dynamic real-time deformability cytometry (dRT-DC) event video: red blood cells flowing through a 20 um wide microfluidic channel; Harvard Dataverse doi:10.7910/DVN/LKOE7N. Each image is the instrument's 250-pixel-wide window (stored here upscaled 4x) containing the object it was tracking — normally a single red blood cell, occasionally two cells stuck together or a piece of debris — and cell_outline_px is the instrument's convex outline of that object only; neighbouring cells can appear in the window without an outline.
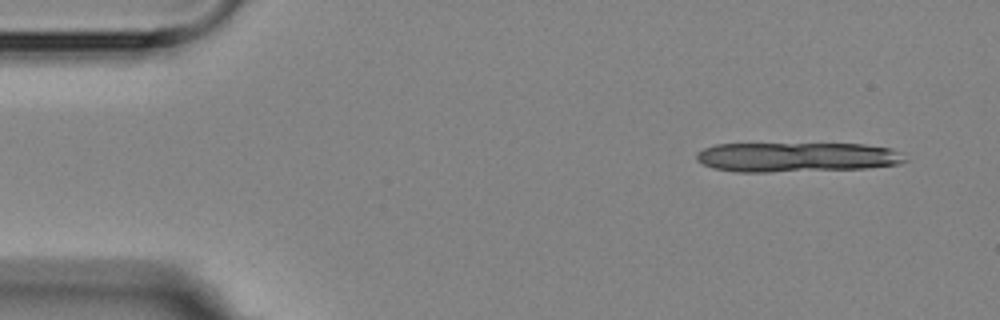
{"species": "Egyptian fruit bat (a non-hibernating species)", "species_latin": "Rousettus aegyptiacus", "temperature_condition": "room temperature", "stored_images_in_passage": 5, "camera_frame_rate_fps": 3000, "um_per_image_px": 0.085, "animal": {"sex": "female"}, "frame": {"image": 1, "passage_image": 1, "time_ms": 0.0, "image_size_px": [1000, 320], "cell_outline_px": [[908, 160], [900, 164], [864, 168], [768, 172], [736, 172], [712, 168], [696, 160], [696, 152], [704, 148], [716, 144], [864, 144], [892, 148], [904, 152]], "centroid_in_image_um": [67.76, 13.35], "position_along_channel_um": 17.2, "area_um2": 36.3}}